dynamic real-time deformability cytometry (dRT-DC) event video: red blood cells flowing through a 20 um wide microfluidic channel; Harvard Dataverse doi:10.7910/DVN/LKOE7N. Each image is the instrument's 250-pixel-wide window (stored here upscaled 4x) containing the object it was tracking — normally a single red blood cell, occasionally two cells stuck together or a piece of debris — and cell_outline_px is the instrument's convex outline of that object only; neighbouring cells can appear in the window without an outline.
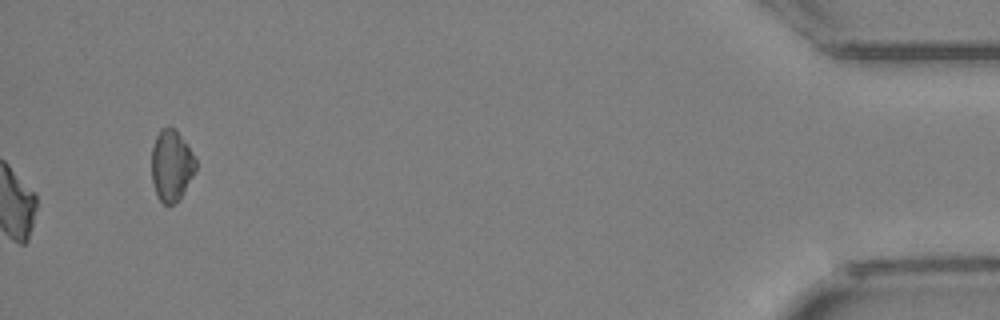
{"species": "Egyptian fruit bat (a non-hibernating species)", "species_latin": "Rousettus aegyptiacus", "temperature_condition": "cold", "stored_images_in_passage": 31, "camera_frame_rate_fps": 3000, "um_per_image_px": 0.085, "animal": {"sex": "female"}, "frame": {"image": 1, "passage_image": 31, "time_ms": 10.0, "image_size_px": [1000, 320], "cell_outline_px": [[196, 172], [180, 196], [172, 204], [164, 204], [160, 200], [156, 192], [152, 180], [152, 148], [156, 136], [160, 128], [168, 124], [176, 128], [196, 160]], "centroid_in_image_um": [14.56, 14.0], "position_along_channel_um": 420.6, "area_um2": 18.21}}